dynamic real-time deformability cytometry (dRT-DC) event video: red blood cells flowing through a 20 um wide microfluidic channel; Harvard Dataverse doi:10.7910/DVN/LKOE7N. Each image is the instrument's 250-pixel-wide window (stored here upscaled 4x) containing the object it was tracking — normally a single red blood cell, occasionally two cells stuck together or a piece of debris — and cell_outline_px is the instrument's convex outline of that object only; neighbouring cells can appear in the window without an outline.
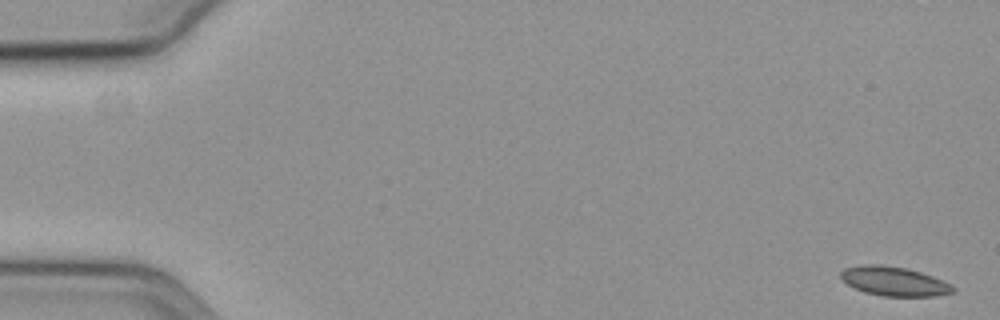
{"species": "common noctule bat (a hibernating species)", "species_latin": "Nyctalus noctula", "temperature_condition": "cold", "stored_images_in_passage": 59, "camera_frame_rate_fps": 3000, "um_per_image_px": 0.085, "animal": {"sex": "female", "body_mass_g": 19.3, "forearm_length_mm": 54.1}, "frame": {"image": 1, "passage_image": 1, "time_ms": 0.0, "image_size_px": [1000, 320], "cell_outline_px": [[956, 292], [932, 296], [884, 296], [864, 292], [848, 284], [840, 276], [840, 272], [844, 268], [864, 264], [880, 264], [904, 268], [920, 272], [932, 276], [956, 288]], "centroid_in_image_um": [75.98, 23.91], "position_along_channel_um": 9.0, "area_um2": 18.84}}
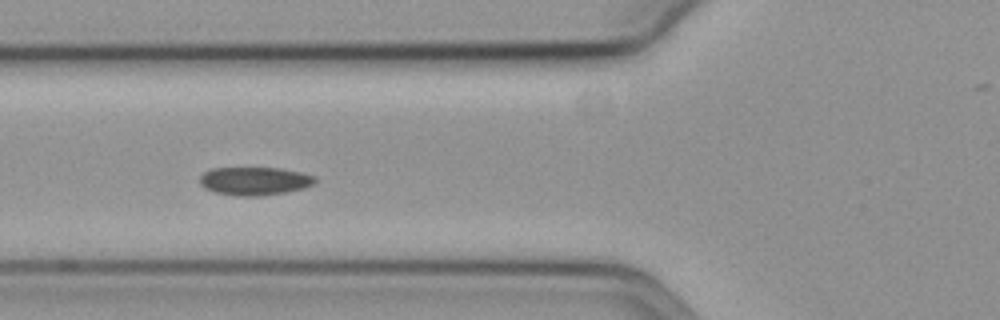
{"frame": {"image": 2, "passage_image": 22, "time_ms": 7.0, "image_size_px": [1000, 320], "cell_outline_px": [[316, 180], [312, 184], [304, 188], [288, 192], [260, 196], [236, 196], [216, 192], [204, 188], [200, 184], [200, 176], [204, 172], [212, 168], [280, 168], [300, 172], [316, 176]], "centroid_in_image_um": [21.64, 15.39], "position_along_channel_um": 104.2, "area_um2": 19.02}}
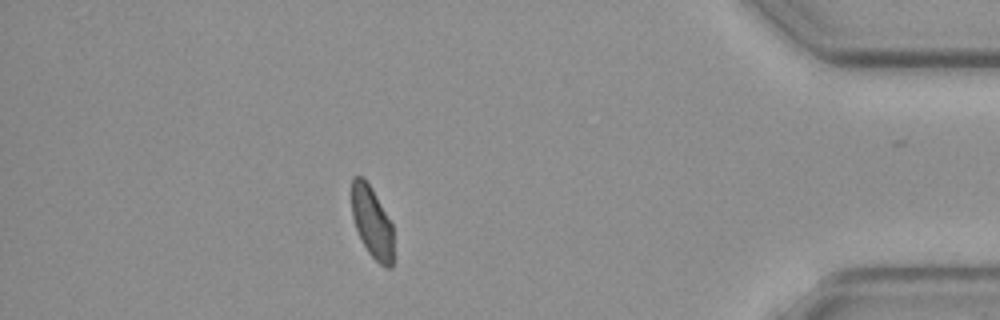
{"frame": {"image": 3, "passage_image": 51, "time_ms": 16.667, "image_size_px": [1000, 320], "cell_outline_px": [[392, 268], [388, 268], [380, 264], [368, 252], [356, 228], [352, 216], [352, 176], [364, 176], [372, 188], [392, 224]], "centroid_in_image_um": [31.61, 18.85], "position_along_channel_um": 403.6, "area_um2": 17.17}}